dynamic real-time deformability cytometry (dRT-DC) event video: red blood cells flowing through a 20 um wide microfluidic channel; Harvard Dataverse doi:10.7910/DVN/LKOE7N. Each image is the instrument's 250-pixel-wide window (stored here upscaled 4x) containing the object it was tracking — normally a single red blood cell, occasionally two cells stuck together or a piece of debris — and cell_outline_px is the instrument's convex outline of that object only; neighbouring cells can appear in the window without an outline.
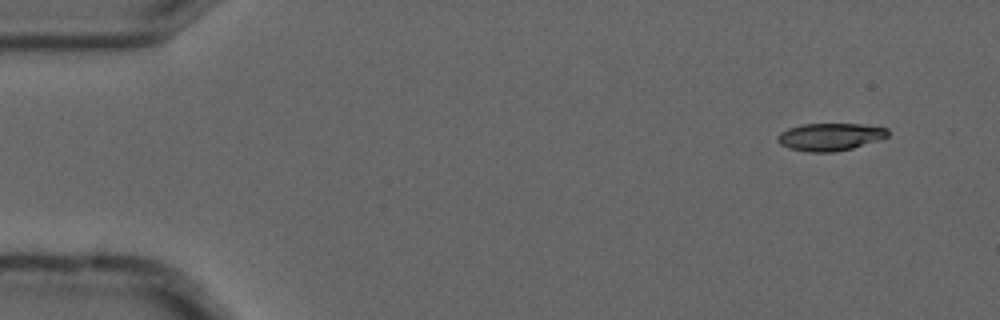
{"species": "common noctule bat (a hibernating species)", "species_latin": "Nyctalus noctula", "temperature_condition": "cold", "stored_images_in_passage": 4, "camera_frame_rate_fps": 3000, "um_per_image_px": 0.085, "animal": {"sex": "male", "forearm_length_mm": 52.5}, "frame": {"image": 1, "passage_image": 1, "time_ms": 0.0, "image_size_px": [1000, 320], "cell_outline_px": [[888, 136], [880, 140], [852, 148], [832, 152], [808, 152], [788, 148], [780, 144], [776, 140], [776, 136], [780, 132], [788, 128], [800, 124], [860, 124], [888, 128]], "centroid_in_image_um": [70.52, 11.63], "position_along_channel_um": 14.5, "area_um2": 17.8}}